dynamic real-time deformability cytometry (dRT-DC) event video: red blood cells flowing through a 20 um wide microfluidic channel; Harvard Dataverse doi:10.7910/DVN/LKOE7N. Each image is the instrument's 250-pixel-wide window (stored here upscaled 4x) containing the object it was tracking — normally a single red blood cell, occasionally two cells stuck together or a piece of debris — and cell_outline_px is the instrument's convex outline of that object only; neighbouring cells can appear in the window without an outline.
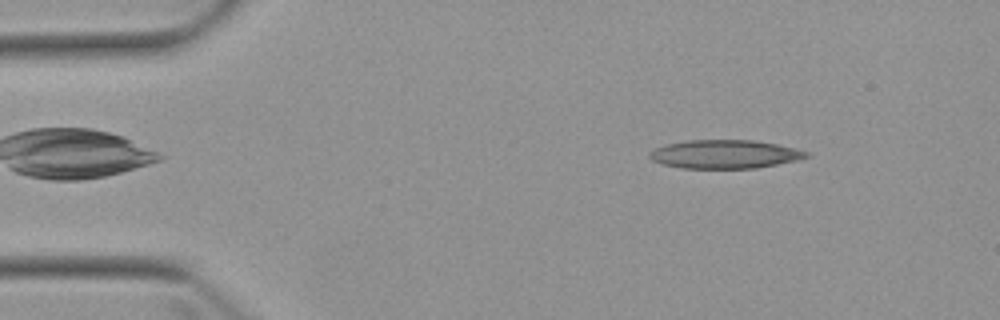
{"species": "Egyptian fruit bat (a non-hibernating species)", "species_latin": "Rousettus aegyptiacus", "temperature_condition": "warm", "stored_images_in_passage": 3, "camera_frame_rate_fps": 3000, "um_per_image_px": 0.085, "animal": {"sex": "female"}, "frame": {"image": 1, "passage_image": 1, "time_ms": 0.0, "image_size_px": [1000, 320], "cell_outline_px": [[812, 156], [796, 160], [756, 168], [680, 168], [660, 164], [652, 160], [648, 156], [648, 152], [656, 148], [668, 144], [688, 140], [752, 140], [776, 144], [808, 152]], "centroid_in_image_um": [61.57, 13.11], "position_along_channel_um": 23.4, "area_um2": 25.95}}